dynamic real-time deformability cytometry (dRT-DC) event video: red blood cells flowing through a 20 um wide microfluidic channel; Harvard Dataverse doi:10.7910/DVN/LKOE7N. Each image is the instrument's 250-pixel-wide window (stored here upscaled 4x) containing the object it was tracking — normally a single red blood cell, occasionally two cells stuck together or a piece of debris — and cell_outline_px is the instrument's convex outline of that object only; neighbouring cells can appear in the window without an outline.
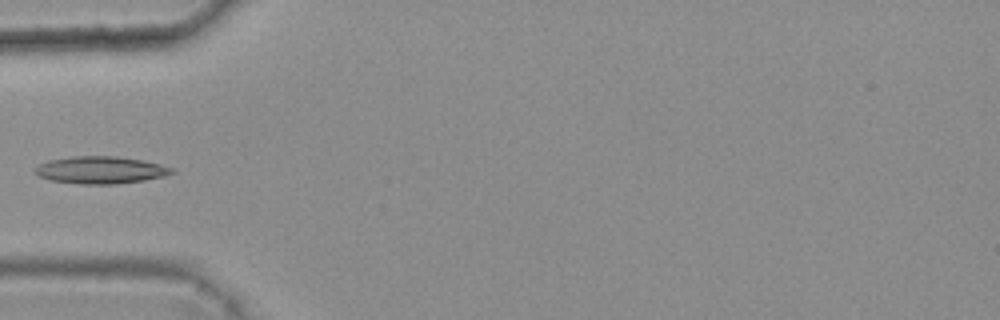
{"species": "common noctule bat (a hibernating species)", "species_latin": "Nyctalus noctula", "temperature_condition": "warm", "stored_images_in_passage": 5, "camera_frame_rate_fps": 3000, "um_per_image_px": 0.085, "animal": {"sex": "female", "body_mass_g": 25.1}, "frame": {"image": 1, "passage_image": 5, "time_ms": 1.333, "image_size_px": [1000, 320], "cell_outline_px": [[176, 172], [164, 176], [144, 180], [116, 184], [80, 184], [48, 180], [32, 172], [32, 168], [48, 160], [72, 156], [116, 156], [144, 160], [160, 164], [172, 168]], "centroid_in_image_um": [8.51, 14.45], "position_along_channel_um": 76.5, "area_um2": 21.96}}